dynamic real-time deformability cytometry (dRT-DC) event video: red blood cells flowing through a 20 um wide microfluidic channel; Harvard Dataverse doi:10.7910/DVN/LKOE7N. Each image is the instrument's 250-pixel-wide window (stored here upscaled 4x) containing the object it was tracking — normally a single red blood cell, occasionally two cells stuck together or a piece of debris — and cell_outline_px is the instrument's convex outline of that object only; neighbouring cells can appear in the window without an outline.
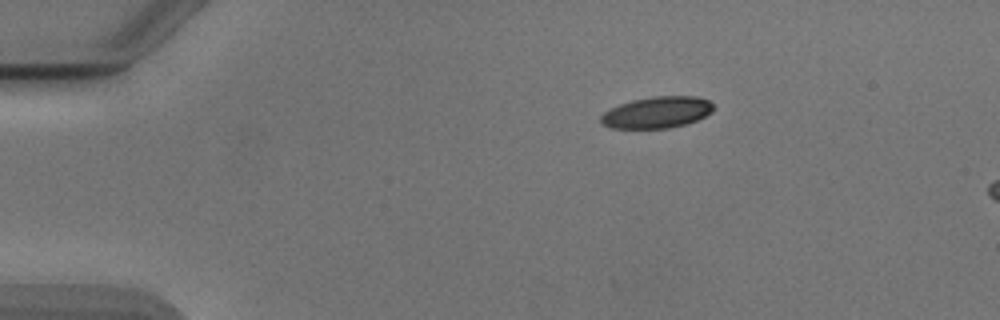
{"species": "Egyptian fruit bat (a non-hibernating species)", "species_latin": "Rousettus aegyptiacus", "temperature_condition": "cold", "stored_images_in_passage": 6, "camera_frame_rate_fps": 3000, "um_per_image_px": 0.085, "animal": {"sex": "male"}, "frame": {"image": 1, "passage_image": 1, "time_ms": 0.0, "image_size_px": [1000, 320], "cell_outline_px": [[716, 108], [712, 112], [696, 120], [684, 124], [668, 128], [612, 128], [600, 124], [600, 116], [604, 112], [620, 104], [632, 100], [652, 96], [696, 96], [708, 100]], "centroid_in_image_um": [55.83, 9.55], "position_along_channel_um": 29.2, "area_um2": 20.63}}